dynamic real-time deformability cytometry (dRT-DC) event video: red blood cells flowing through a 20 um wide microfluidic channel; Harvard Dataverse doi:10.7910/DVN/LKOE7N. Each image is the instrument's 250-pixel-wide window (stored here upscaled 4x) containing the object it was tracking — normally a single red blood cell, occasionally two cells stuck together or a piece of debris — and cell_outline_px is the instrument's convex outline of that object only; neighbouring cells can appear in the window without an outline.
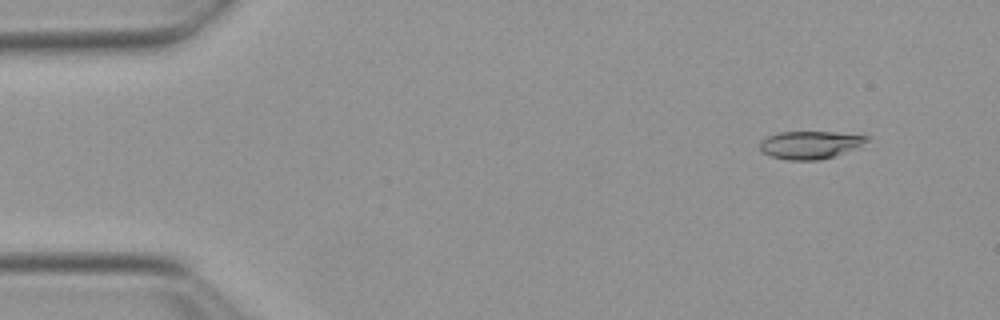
{"species": "Egyptian fruit bat (a non-hibernating species)", "species_latin": "Rousettus aegyptiacus", "temperature_condition": "warm", "stored_images_in_passage": 50, "segment_of_instrument_passage": [1, 2], "camera_frame_rate_fps": 3000, "um_per_image_px": 0.085, "animal": {"sex": "female"}, "frame": {"image": 1, "passage_image": 1, "time_ms": 0.0, "image_size_px": [1000, 320], "cell_outline_px": [[868, 140], [864, 148], [820, 160], [788, 160], [772, 156], [764, 152], [760, 148], [760, 140], [768, 136], [780, 132], [832, 132], [868, 136]], "centroid_in_image_um": [68.95, 12.32], "position_along_channel_um": 16.0, "area_um2": 17.57}}
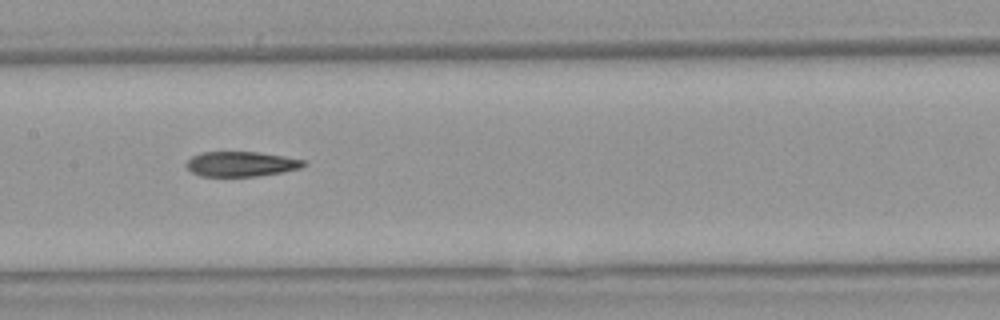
{"frame": {"image": 2, "passage_image": 22, "time_ms": 7.0, "image_size_px": [1000, 320], "cell_outline_px": [[308, 164], [300, 168], [284, 172], [256, 176], [200, 176], [192, 172], [184, 164], [192, 156], [200, 152], [260, 152], [284, 156], [304, 160]], "centroid_in_image_um": [20.5, 13.93], "position_along_channel_um": 186.9, "area_um2": 17.17}}
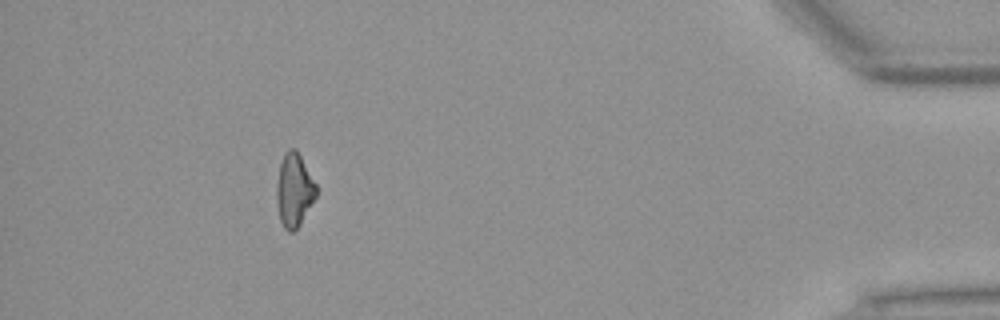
{"frame": {"image": 3, "passage_image": 44, "time_ms": 14.333, "image_size_px": [1000, 320], "cell_outline_px": [[316, 196], [300, 224], [292, 232], [288, 232], [284, 228], [280, 220], [276, 204], [276, 188], [280, 164], [284, 152], [288, 148], [296, 148], [316, 184]], "centroid_in_image_um": [24.98, 16.15], "position_along_channel_um": 410.2, "area_um2": 16.88}}